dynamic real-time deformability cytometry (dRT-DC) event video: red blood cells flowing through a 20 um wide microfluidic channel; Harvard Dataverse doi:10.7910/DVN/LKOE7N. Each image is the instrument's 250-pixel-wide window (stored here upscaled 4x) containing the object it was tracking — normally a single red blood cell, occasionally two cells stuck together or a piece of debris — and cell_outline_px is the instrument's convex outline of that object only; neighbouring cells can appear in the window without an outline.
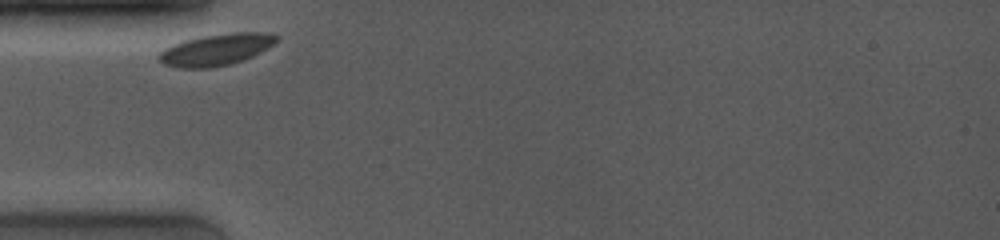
{"species": "common noctule bat (a hibernating species)", "species_latin": "Nyctalus noctula", "temperature_condition": "room temperature", "stored_images_in_passage": 23, "camera_frame_rate_fps": 4000, "um_per_image_px": 0.085, "animal": {"sex": "female", "body_mass_g": 19.0, "forearm_length_mm": 53.3}, "frame": {"image": 1, "passage_image": 1, "time_ms": 0.0, "image_size_px": [1000, 240], "cell_outline_px": [[280, 36], [268, 48], [244, 60], [212, 68], [180, 68], [164, 64], [156, 56], [160, 52], [172, 44], [184, 40], [204, 36], [232, 32], [268, 32]], "centroid_in_image_um": [18.37, 4.21], "position_along_channel_um": 66.6, "area_um2": 21.62}}
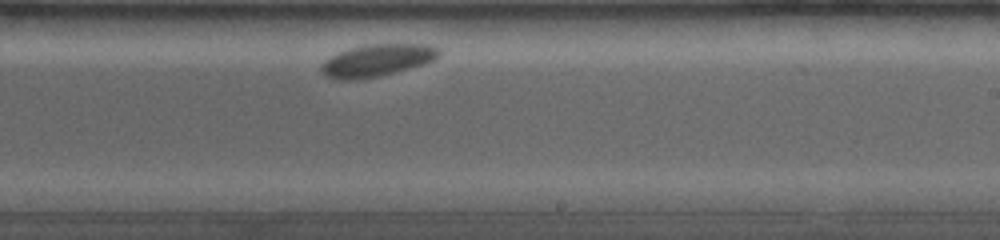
{"frame": {"image": 2, "passage_image": 14, "time_ms": 5.5, "image_size_px": [1000, 240], "cell_outline_px": [[440, 52], [432, 60], [424, 64], [376, 76], [352, 80], [332, 80], [324, 76], [320, 68], [320, 64], [324, 60], [340, 52], [352, 48], [368, 44], [428, 44], [440, 48]], "centroid_in_image_um": [31.99, 5.13], "position_along_channel_um": 257.0, "area_um2": 21.79}}
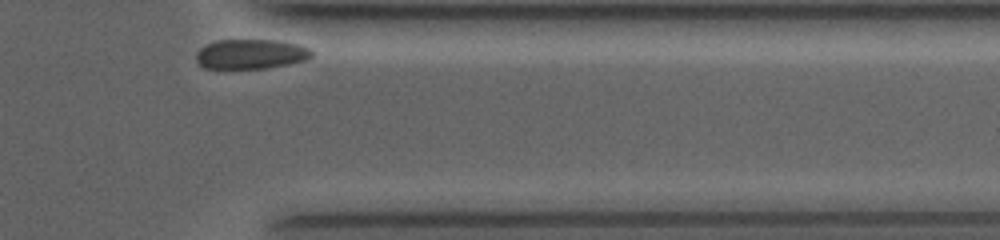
{"frame": {"image": 3, "passage_image": 23, "time_ms": 9.25, "image_size_px": [1000, 240], "cell_outline_px": [[312, 56], [308, 60], [288, 64], [264, 68], [204, 68], [196, 60], [196, 56], [200, 48], [216, 40], [276, 40], [300, 44], [312, 48]], "centroid_in_image_um": [21.38, 4.59], "position_along_channel_um": 390.0, "area_um2": 20.06}}